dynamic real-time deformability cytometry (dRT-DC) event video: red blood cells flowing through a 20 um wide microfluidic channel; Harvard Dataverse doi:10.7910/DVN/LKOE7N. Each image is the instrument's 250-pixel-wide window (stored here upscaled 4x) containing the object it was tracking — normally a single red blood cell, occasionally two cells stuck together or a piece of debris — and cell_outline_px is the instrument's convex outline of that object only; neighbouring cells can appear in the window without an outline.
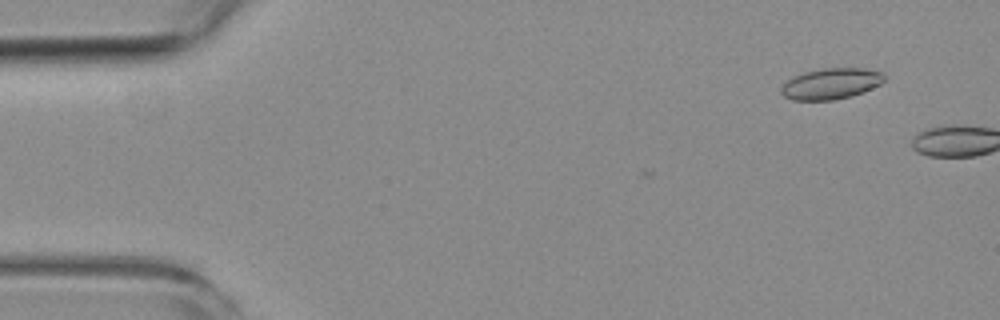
{"species": "common noctule bat (a hibernating species)", "species_latin": "Nyctalus noctula", "temperature_condition": "room temperature", "stored_images_in_passage": 2, "camera_frame_rate_fps": 3000, "um_per_image_px": 0.085, "animal": {"sex": "female", "body_mass_g": 19.3, "forearm_length_mm": 54.1}, "frame": {"image": 1, "passage_image": 2, "time_ms": 1.0, "image_size_px": [1000, 320], "cell_outline_px": [[884, 80], [880, 84], [864, 92], [852, 96], [832, 100], [792, 100], [784, 96], [780, 92], [780, 88], [788, 80], [804, 72], [824, 68], [860, 68], [880, 72], [884, 76]], "centroid_in_image_um": [70.62, 7.12], "position_along_channel_um": 14.4, "area_um2": 18.44}}